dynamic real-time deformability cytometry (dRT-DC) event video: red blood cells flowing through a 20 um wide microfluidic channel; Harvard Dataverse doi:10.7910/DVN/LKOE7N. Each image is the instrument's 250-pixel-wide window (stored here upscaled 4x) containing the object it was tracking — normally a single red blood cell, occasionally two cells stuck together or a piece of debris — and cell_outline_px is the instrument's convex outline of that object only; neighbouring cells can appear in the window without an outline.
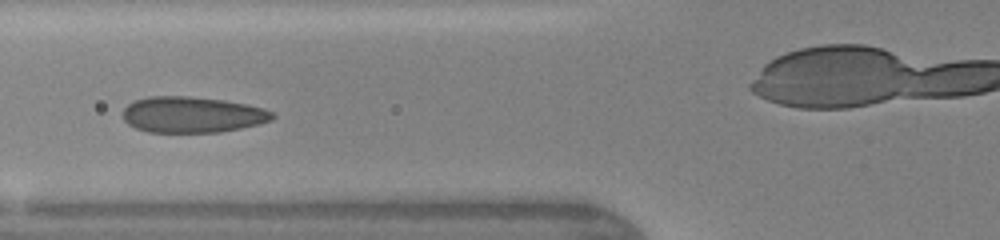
{"species": "human", "species_latin": "Homo sapiens", "temperature_condition": "warm", "stored_images_in_passage": 8, "camera_frame_rate_fps": 3000, "um_per_image_px": 0.085, "donor": {"sex": "female"}, "frame": {"image": 1, "passage_image": 6, "time_ms": 4.667, "image_size_px": [1000, 240], "cell_outline_px": [[276, 116], [272, 120], [260, 124], [220, 132], [148, 132], [136, 128], [128, 124], [124, 120], [124, 108], [128, 104], [136, 100], [148, 96], [188, 96], [224, 100], [248, 104], [264, 108], [272, 112]], "centroid_in_image_um": [16.37, 9.74], "position_along_channel_um": 109.4, "area_um2": 31.44}}